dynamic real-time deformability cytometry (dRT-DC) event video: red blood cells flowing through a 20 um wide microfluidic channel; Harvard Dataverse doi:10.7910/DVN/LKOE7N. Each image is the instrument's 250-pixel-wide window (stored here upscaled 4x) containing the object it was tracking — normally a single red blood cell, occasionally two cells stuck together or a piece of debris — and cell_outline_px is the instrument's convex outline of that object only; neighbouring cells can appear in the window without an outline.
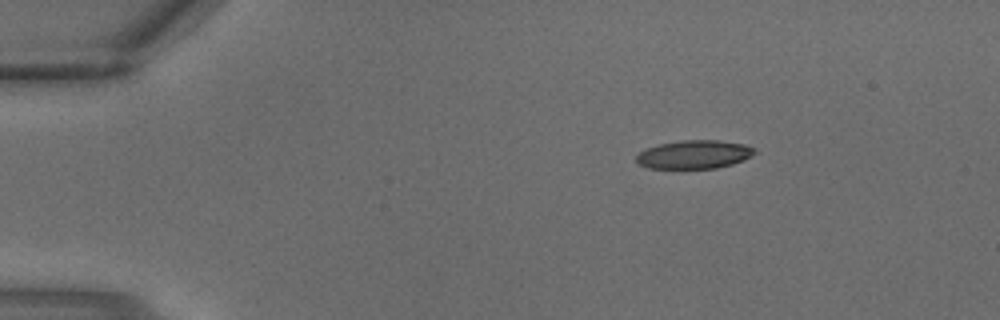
{"species": "common noctule bat (a hibernating species)", "species_latin": "Nyctalus noctula", "temperature_condition": "warm", "stored_images_in_passage": 2, "camera_frame_rate_fps": 3000, "um_per_image_px": 0.085, "animal": {"sex": "male", "body_mass_g": 18.8}, "frame": {"image": 1, "passage_image": 1, "time_ms": 0.0, "image_size_px": [1000, 320], "cell_outline_px": [[756, 152], [744, 160], [732, 164], [716, 168], [680, 172], [648, 168], [640, 164], [636, 160], [636, 156], [644, 148], [660, 144], [680, 140], [720, 140], [744, 144], [756, 148]], "centroid_in_image_um": [58.96, 13.18], "position_along_channel_um": 26.0, "area_um2": 20.63}}